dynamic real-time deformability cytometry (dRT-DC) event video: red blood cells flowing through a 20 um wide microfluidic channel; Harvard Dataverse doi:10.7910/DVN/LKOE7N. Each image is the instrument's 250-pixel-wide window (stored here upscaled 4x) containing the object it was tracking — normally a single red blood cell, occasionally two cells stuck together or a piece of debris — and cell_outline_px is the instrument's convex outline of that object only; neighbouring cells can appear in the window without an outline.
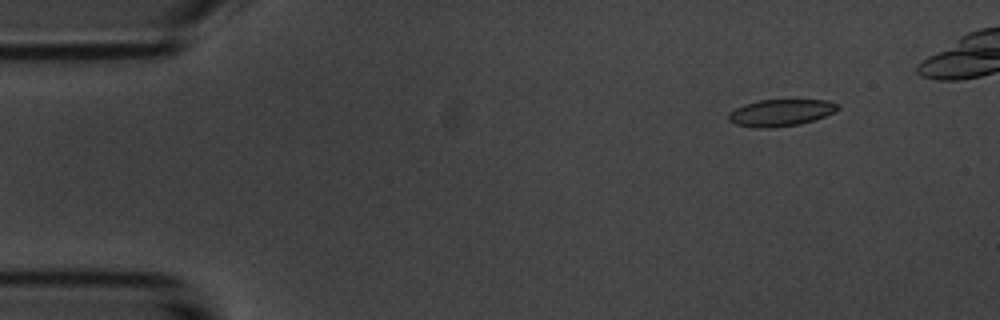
{"species": "common noctule bat (a hibernating species)", "species_latin": "Nyctalus noctula", "temperature_condition": "room temperature", "stored_images_in_passage": 4, "camera_frame_rate_fps": 3000, "um_per_image_px": 0.085, "animal": {"sex": "male", "body_mass_g": 20.1, "forearm_length_mm": 53.5}, "frame": {"image": 1, "passage_image": 2, "time_ms": 1.333, "image_size_px": [1000, 320], "cell_outline_px": [[840, 108], [836, 112], [800, 124], [772, 128], [752, 128], [736, 124], [728, 120], [728, 112], [744, 104], [760, 100], [828, 100], [840, 104]], "centroid_in_image_um": [66.36, 9.58], "position_along_channel_um": 18.6, "area_um2": 17.22}}